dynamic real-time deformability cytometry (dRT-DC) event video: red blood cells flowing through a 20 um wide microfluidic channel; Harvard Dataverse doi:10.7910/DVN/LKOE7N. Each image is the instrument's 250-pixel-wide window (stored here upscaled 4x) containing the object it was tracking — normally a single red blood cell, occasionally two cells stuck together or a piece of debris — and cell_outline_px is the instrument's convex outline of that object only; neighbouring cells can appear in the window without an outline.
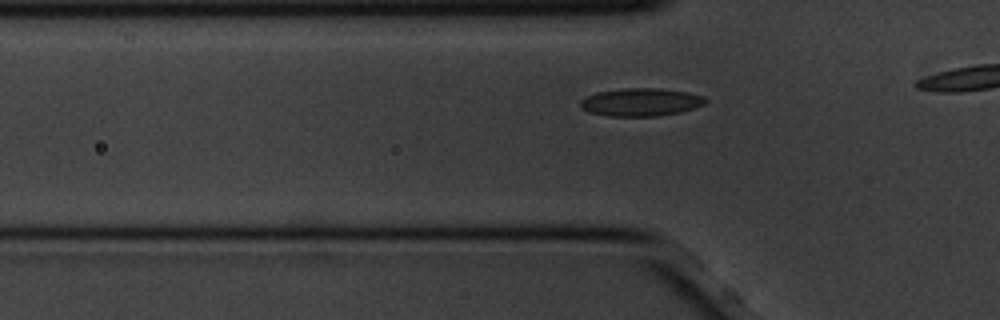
{"species": "common noctule bat (a hibernating species)", "species_latin": "Nyctalus noctula", "temperature_condition": "cold", "stored_images_in_passage": 12, "camera_frame_rate_fps": 3000, "um_per_image_px": 0.085, "animal": {"sex": "male", "body_mass_g": 20.1, "forearm_length_mm": 53.5}, "frame": {"image": 1, "passage_image": 10, "time_ms": 3.0, "image_size_px": [1000, 320], "cell_outline_px": [[708, 100], [704, 104], [680, 112], [656, 116], [608, 116], [588, 112], [580, 108], [580, 100], [596, 92], [624, 88], [660, 88], [688, 92], [704, 96]], "centroid_in_image_um": [54.45, 8.68], "position_along_channel_um": 71.3, "area_um2": 20.4}}